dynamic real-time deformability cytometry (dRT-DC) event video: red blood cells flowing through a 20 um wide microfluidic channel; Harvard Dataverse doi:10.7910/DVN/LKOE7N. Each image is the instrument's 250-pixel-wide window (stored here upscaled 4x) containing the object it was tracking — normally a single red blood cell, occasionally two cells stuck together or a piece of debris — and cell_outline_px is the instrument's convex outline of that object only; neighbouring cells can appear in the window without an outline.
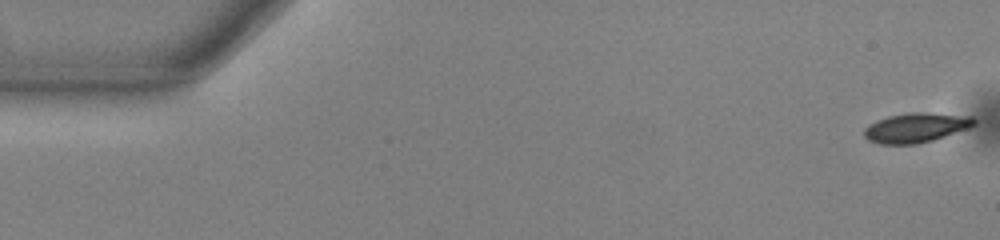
{"species": "common noctule bat (a hibernating species)", "species_latin": "Nyctalus noctula", "temperature_condition": "warm", "stored_images_in_passage": 54, "camera_frame_rate_fps": 3000, "um_per_image_px": 0.085, "animal": {"sex": "male", "body_mass_g": 13.0, "forearm_length_mm": 53.1}, "frame": {"image": 1, "passage_image": 1, "time_ms": 0.0, "image_size_px": [1000, 240], "cell_outline_px": [[976, 124], [968, 128], [932, 140], [916, 144], [880, 144], [868, 140], [864, 136], [864, 128], [868, 124], [876, 120], [888, 116], [912, 112], [928, 112], [972, 116], [976, 120]], "centroid_in_image_um": [77.84, 10.84], "position_along_channel_um": 7.2, "area_um2": 19.02}}
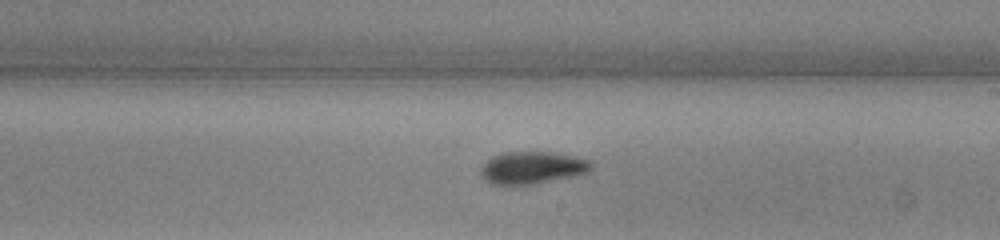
{"frame": {"image": 2, "passage_image": 31, "time_ms": 10.0, "image_size_px": [1000, 240], "cell_outline_px": [[592, 168], [588, 172], [576, 176], [536, 184], [504, 188], [488, 184], [480, 176], [480, 168], [492, 156], [504, 152], [552, 152], [576, 156], [592, 160]], "centroid_in_image_um": [45.2, 14.3], "position_along_channel_um": 243.8, "area_um2": 21.85}}
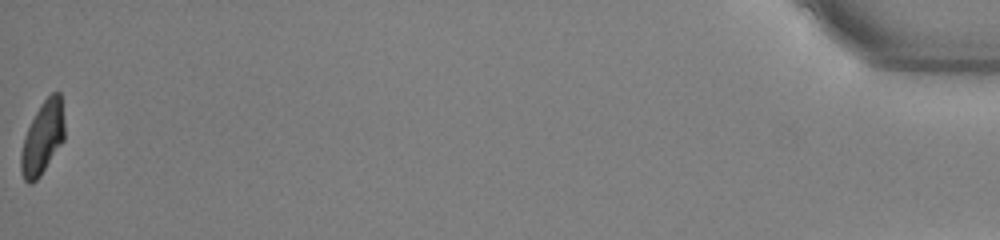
{"frame": {"image": 3, "passage_image": 54, "time_ms": 17.667, "image_size_px": [1000, 240], "cell_outline_px": [[64, 140], [40, 176], [32, 184], [28, 184], [24, 180], [20, 172], [20, 152], [24, 136], [40, 104], [52, 92], [60, 92], [64, 120]], "centroid_in_image_um": [3.6, 11.75], "position_along_channel_um": 431.6, "area_um2": 18.55}, "authors_computed_cell_mechanics": {"area_um2": 19.5653, "velocity_mm_per_s": 3.8176, "shape_relaxation_time_tau1_ms": 2.6204, "shape_relaxation_time_tau2_ms": 4.4928, "deformation_change_tau1": 0.1387, "deformation_change_tau2": 0.0973}}